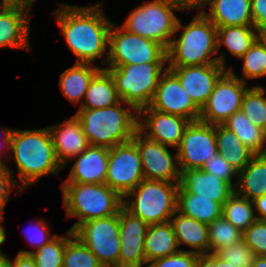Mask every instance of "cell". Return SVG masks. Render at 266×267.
I'll list each match as a JSON object with an SVG mask.
<instances>
[{
	"instance_id": "cell-1",
	"label": "cell",
	"mask_w": 266,
	"mask_h": 267,
	"mask_svg": "<svg viewBox=\"0 0 266 267\" xmlns=\"http://www.w3.org/2000/svg\"><path fill=\"white\" fill-rule=\"evenodd\" d=\"M103 1L83 7L59 4L54 14L65 42L78 58L76 63L93 62L106 56L112 21L103 12Z\"/></svg>"
},
{
	"instance_id": "cell-2",
	"label": "cell",
	"mask_w": 266,
	"mask_h": 267,
	"mask_svg": "<svg viewBox=\"0 0 266 267\" xmlns=\"http://www.w3.org/2000/svg\"><path fill=\"white\" fill-rule=\"evenodd\" d=\"M10 150L18 170L15 181L22 190L49 174L59 176L63 169L57 160L48 126L32 130L13 129Z\"/></svg>"
},
{
	"instance_id": "cell-3",
	"label": "cell",
	"mask_w": 266,
	"mask_h": 267,
	"mask_svg": "<svg viewBox=\"0 0 266 267\" xmlns=\"http://www.w3.org/2000/svg\"><path fill=\"white\" fill-rule=\"evenodd\" d=\"M167 48V66H200L219 63L227 68L225 54L215 56L217 50V28L204 15L196 14L192 21L183 25L180 19L176 32Z\"/></svg>"
},
{
	"instance_id": "cell-4",
	"label": "cell",
	"mask_w": 266,
	"mask_h": 267,
	"mask_svg": "<svg viewBox=\"0 0 266 267\" xmlns=\"http://www.w3.org/2000/svg\"><path fill=\"white\" fill-rule=\"evenodd\" d=\"M75 117L80 121L91 146L113 148L130 142L138 131V111L122 100L101 109H79Z\"/></svg>"
},
{
	"instance_id": "cell-5",
	"label": "cell",
	"mask_w": 266,
	"mask_h": 267,
	"mask_svg": "<svg viewBox=\"0 0 266 267\" xmlns=\"http://www.w3.org/2000/svg\"><path fill=\"white\" fill-rule=\"evenodd\" d=\"M63 206L68 218L76 217L73 232L81 223L118 214L123 198L106 184L62 183Z\"/></svg>"
},
{
	"instance_id": "cell-6",
	"label": "cell",
	"mask_w": 266,
	"mask_h": 267,
	"mask_svg": "<svg viewBox=\"0 0 266 267\" xmlns=\"http://www.w3.org/2000/svg\"><path fill=\"white\" fill-rule=\"evenodd\" d=\"M178 188L179 182L143 179L123 198V207L148 225L170 221L177 211Z\"/></svg>"
},
{
	"instance_id": "cell-7",
	"label": "cell",
	"mask_w": 266,
	"mask_h": 267,
	"mask_svg": "<svg viewBox=\"0 0 266 267\" xmlns=\"http://www.w3.org/2000/svg\"><path fill=\"white\" fill-rule=\"evenodd\" d=\"M168 63H142L105 67L110 73L119 98L137 111L150 105L161 75Z\"/></svg>"
},
{
	"instance_id": "cell-8",
	"label": "cell",
	"mask_w": 266,
	"mask_h": 267,
	"mask_svg": "<svg viewBox=\"0 0 266 267\" xmlns=\"http://www.w3.org/2000/svg\"><path fill=\"white\" fill-rule=\"evenodd\" d=\"M108 55L101 65L117 67L120 65L144 63H168L167 49L160 43L141 37L112 23L109 30Z\"/></svg>"
},
{
	"instance_id": "cell-9",
	"label": "cell",
	"mask_w": 266,
	"mask_h": 267,
	"mask_svg": "<svg viewBox=\"0 0 266 267\" xmlns=\"http://www.w3.org/2000/svg\"><path fill=\"white\" fill-rule=\"evenodd\" d=\"M174 10L177 9L166 0L147 1L130 12L122 27L131 33L156 41L167 49L176 34L179 20Z\"/></svg>"
},
{
	"instance_id": "cell-10",
	"label": "cell",
	"mask_w": 266,
	"mask_h": 267,
	"mask_svg": "<svg viewBox=\"0 0 266 267\" xmlns=\"http://www.w3.org/2000/svg\"><path fill=\"white\" fill-rule=\"evenodd\" d=\"M73 233L103 266L119 267V212L109 217L83 222Z\"/></svg>"
},
{
	"instance_id": "cell-11",
	"label": "cell",
	"mask_w": 266,
	"mask_h": 267,
	"mask_svg": "<svg viewBox=\"0 0 266 267\" xmlns=\"http://www.w3.org/2000/svg\"><path fill=\"white\" fill-rule=\"evenodd\" d=\"M248 88L247 83L230 66L202 107L199 120L211 125L223 124L233 113L241 110L242 99Z\"/></svg>"
},
{
	"instance_id": "cell-12",
	"label": "cell",
	"mask_w": 266,
	"mask_h": 267,
	"mask_svg": "<svg viewBox=\"0 0 266 267\" xmlns=\"http://www.w3.org/2000/svg\"><path fill=\"white\" fill-rule=\"evenodd\" d=\"M180 173L201 169L217 153L215 125L201 120L191 121L176 149Z\"/></svg>"
},
{
	"instance_id": "cell-13",
	"label": "cell",
	"mask_w": 266,
	"mask_h": 267,
	"mask_svg": "<svg viewBox=\"0 0 266 267\" xmlns=\"http://www.w3.org/2000/svg\"><path fill=\"white\" fill-rule=\"evenodd\" d=\"M143 179L140 154L132 141L109 148L106 185L124 198Z\"/></svg>"
},
{
	"instance_id": "cell-14",
	"label": "cell",
	"mask_w": 266,
	"mask_h": 267,
	"mask_svg": "<svg viewBox=\"0 0 266 267\" xmlns=\"http://www.w3.org/2000/svg\"><path fill=\"white\" fill-rule=\"evenodd\" d=\"M131 141L139 151L144 179L180 182L177 153L173 156L169 146L152 141L139 131L134 134Z\"/></svg>"
},
{
	"instance_id": "cell-15",
	"label": "cell",
	"mask_w": 266,
	"mask_h": 267,
	"mask_svg": "<svg viewBox=\"0 0 266 267\" xmlns=\"http://www.w3.org/2000/svg\"><path fill=\"white\" fill-rule=\"evenodd\" d=\"M149 107L190 121L199 120L201 114V109L186 93L178 77L170 69L161 75Z\"/></svg>"
},
{
	"instance_id": "cell-16",
	"label": "cell",
	"mask_w": 266,
	"mask_h": 267,
	"mask_svg": "<svg viewBox=\"0 0 266 267\" xmlns=\"http://www.w3.org/2000/svg\"><path fill=\"white\" fill-rule=\"evenodd\" d=\"M190 122L189 119L160 112L149 106L138 111V131L146 138L172 148L179 146Z\"/></svg>"
},
{
	"instance_id": "cell-17",
	"label": "cell",
	"mask_w": 266,
	"mask_h": 267,
	"mask_svg": "<svg viewBox=\"0 0 266 267\" xmlns=\"http://www.w3.org/2000/svg\"><path fill=\"white\" fill-rule=\"evenodd\" d=\"M179 79L181 86L202 109L219 78L228 70L219 63L200 66H167Z\"/></svg>"
},
{
	"instance_id": "cell-18",
	"label": "cell",
	"mask_w": 266,
	"mask_h": 267,
	"mask_svg": "<svg viewBox=\"0 0 266 267\" xmlns=\"http://www.w3.org/2000/svg\"><path fill=\"white\" fill-rule=\"evenodd\" d=\"M148 224L124 207L119 210V267H143L146 264L144 239Z\"/></svg>"
},
{
	"instance_id": "cell-19",
	"label": "cell",
	"mask_w": 266,
	"mask_h": 267,
	"mask_svg": "<svg viewBox=\"0 0 266 267\" xmlns=\"http://www.w3.org/2000/svg\"><path fill=\"white\" fill-rule=\"evenodd\" d=\"M30 8L4 3L0 7V48L30 50Z\"/></svg>"
},
{
	"instance_id": "cell-20",
	"label": "cell",
	"mask_w": 266,
	"mask_h": 267,
	"mask_svg": "<svg viewBox=\"0 0 266 267\" xmlns=\"http://www.w3.org/2000/svg\"><path fill=\"white\" fill-rule=\"evenodd\" d=\"M58 162L63 169L74 157L80 155L89 146L88 139L80 121L73 115L63 123L48 126Z\"/></svg>"
},
{
	"instance_id": "cell-21",
	"label": "cell",
	"mask_w": 266,
	"mask_h": 267,
	"mask_svg": "<svg viewBox=\"0 0 266 267\" xmlns=\"http://www.w3.org/2000/svg\"><path fill=\"white\" fill-rule=\"evenodd\" d=\"M75 158H77L75 160ZM109 148L103 146H89L75 160L68 178L62 183L105 184L107 176Z\"/></svg>"
},
{
	"instance_id": "cell-22",
	"label": "cell",
	"mask_w": 266,
	"mask_h": 267,
	"mask_svg": "<svg viewBox=\"0 0 266 267\" xmlns=\"http://www.w3.org/2000/svg\"><path fill=\"white\" fill-rule=\"evenodd\" d=\"M179 187L183 191L209 198L222 205L234 193V188L227 181L202 169L182 171Z\"/></svg>"
},
{
	"instance_id": "cell-23",
	"label": "cell",
	"mask_w": 266,
	"mask_h": 267,
	"mask_svg": "<svg viewBox=\"0 0 266 267\" xmlns=\"http://www.w3.org/2000/svg\"><path fill=\"white\" fill-rule=\"evenodd\" d=\"M203 14L216 26H254L251 0H211Z\"/></svg>"
},
{
	"instance_id": "cell-24",
	"label": "cell",
	"mask_w": 266,
	"mask_h": 267,
	"mask_svg": "<svg viewBox=\"0 0 266 267\" xmlns=\"http://www.w3.org/2000/svg\"><path fill=\"white\" fill-rule=\"evenodd\" d=\"M170 222L174 229L178 247L181 244L191 247L189 250L199 255L209 254L208 224L184 216L176 211Z\"/></svg>"
},
{
	"instance_id": "cell-25",
	"label": "cell",
	"mask_w": 266,
	"mask_h": 267,
	"mask_svg": "<svg viewBox=\"0 0 266 267\" xmlns=\"http://www.w3.org/2000/svg\"><path fill=\"white\" fill-rule=\"evenodd\" d=\"M234 192L251 201L266 194V154L254 155L238 173Z\"/></svg>"
},
{
	"instance_id": "cell-26",
	"label": "cell",
	"mask_w": 266,
	"mask_h": 267,
	"mask_svg": "<svg viewBox=\"0 0 266 267\" xmlns=\"http://www.w3.org/2000/svg\"><path fill=\"white\" fill-rule=\"evenodd\" d=\"M179 250L170 221L148 225L144 239L146 264L155 259L173 255Z\"/></svg>"
},
{
	"instance_id": "cell-27",
	"label": "cell",
	"mask_w": 266,
	"mask_h": 267,
	"mask_svg": "<svg viewBox=\"0 0 266 267\" xmlns=\"http://www.w3.org/2000/svg\"><path fill=\"white\" fill-rule=\"evenodd\" d=\"M100 69L94 64L75 63L62 72L59 85L65 98L81 106L91 79Z\"/></svg>"
},
{
	"instance_id": "cell-28",
	"label": "cell",
	"mask_w": 266,
	"mask_h": 267,
	"mask_svg": "<svg viewBox=\"0 0 266 267\" xmlns=\"http://www.w3.org/2000/svg\"><path fill=\"white\" fill-rule=\"evenodd\" d=\"M120 101L110 73L101 68L91 79L79 109H101Z\"/></svg>"
},
{
	"instance_id": "cell-29",
	"label": "cell",
	"mask_w": 266,
	"mask_h": 267,
	"mask_svg": "<svg viewBox=\"0 0 266 267\" xmlns=\"http://www.w3.org/2000/svg\"><path fill=\"white\" fill-rule=\"evenodd\" d=\"M223 205L209 198L198 197L196 194L177 190V211L184 216L210 224L222 216Z\"/></svg>"
},
{
	"instance_id": "cell-30",
	"label": "cell",
	"mask_w": 266,
	"mask_h": 267,
	"mask_svg": "<svg viewBox=\"0 0 266 267\" xmlns=\"http://www.w3.org/2000/svg\"><path fill=\"white\" fill-rule=\"evenodd\" d=\"M217 152L240 172L255 155L223 124L215 125Z\"/></svg>"
},
{
	"instance_id": "cell-31",
	"label": "cell",
	"mask_w": 266,
	"mask_h": 267,
	"mask_svg": "<svg viewBox=\"0 0 266 267\" xmlns=\"http://www.w3.org/2000/svg\"><path fill=\"white\" fill-rule=\"evenodd\" d=\"M223 125L255 155L266 154V131L254 125L241 110L233 113Z\"/></svg>"
},
{
	"instance_id": "cell-32",
	"label": "cell",
	"mask_w": 266,
	"mask_h": 267,
	"mask_svg": "<svg viewBox=\"0 0 266 267\" xmlns=\"http://www.w3.org/2000/svg\"><path fill=\"white\" fill-rule=\"evenodd\" d=\"M217 28V50L225 46L232 56L241 58L256 41L254 26H223Z\"/></svg>"
},
{
	"instance_id": "cell-33",
	"label": "cell",
	"mask_w": 266,
	"mask_h": 267,
	"mask_svg": "<svg viewBox=\"0 0 266 267\" xmlns=\"http://www.w3.org/2000/svg\"><path fill=\"white\" fill-rule=\"evenodd\" d=\"M222 216L242 232L257 220L253 201L235 192L224 202Z\"/></svg>"
},
{
	"instance_id": "cell-34",
	"label": "cell",
	"mask_w": 266,
	"mask_h": 267,
	"mask_svg": "<svg viewBox=\"0 0 266 267\" xmlns=\"http://www.w3.org/2000/svg\"><path fill=\"white\" fill-rule=\"evenodd\" d=\"M62 267H103L97 257L69 229L65 234Z\"/></svg>"
},
{
	"instance_id": "cell-35",
	"label": "cell",
	"mask_w": 266,
	"mask_h": 267,
	"mask_svg": "<svg viewBox=\"0 0 266 267\" xmlns=\"http://www.w3.org/2000/svg\"><path fill=\"white\" fill-rule=\"evenodd\" d=\"M209 254H216L219 250L242 240L243 232L234 227L224 216H220L208 224Z\"/></svg>"
},
{
	"instance_id": "cell-36",
	"label": "cell",
	"mask_w": 266,
	"mask_h": 267,
	"mask_svg": "<svg viewBox=\"0 0 266 267\" xmlns=\"http://www.w3.org/2000/svg\"><path fill=\"white\" fill-rule=\"evenodd\" d=\"M266 90L257 85L249 87L245 92L241 111L256 126L266 131Z\"/></svg>"
},
{
	"instance_id": "cell-37",
	"label": "cell",
	"mask_w": 266,
	"mask_h": 267,
	"mask_svg": "<svg viewBox=\"0 0 266 267\" xmlns=\"http://www.w3.org/2000/svg\"><path fill=\"white\" fill-rule=\"evenodd\" d=\"M65 252V236L58 235L36 251L20 250V254H30L37 267H62Z\"/></svg>"
},
{
	"instance_id": "cell-38",
	"label": "cell",
	"mask_w": 266,
	"mask_h": 267,
	"mask_svg": "<svg viewBox=\"0 0 266 267\" xmlns=\"http://www.w3.org/2000/svg\"><path fill=\"white\" fill-rule=\"evenodd\" d=\"M243 60L240 79L247 83V80L266 77V51L255 41L250 49L240 58Z\"/></svg>"
},
{
	"instance_id": "cell-39",
	"label": "cell",
	"mask_w": 266,
	"mask_h": 267,
	"mask_svg": "<svg viewBox=\"0 0 266 267\" xmlns=\"http://www.w3.org/2000/svg\"><path fill=\"white\" fill-rule=\"evenodd\" d=\"M216 254L231 265L241 267H251L255 257L253 251L243 240L219 250Z\"/></svg>"
},
{
	"instance_id": "cell-40",
	"label": "cell",
	"mask_w": 266,
	"mask_h": 267,
	"mask_svg": "<svg viewBox=\"0 0 266 267\" xmlns=\"http://www.w3.org/2000/svg\"><path fill=\"white\" fill-rule=\"evenodd\" d=\"M242 240L255 256H266V221L257 219L243 232Z\"/></svg>"
},
{
	"instance_id": "cell-41",
	"label": "cell",
	"mask_w": 266,
	"mask_h": 267,
	"mask_svg": "<svg viewBox=\"0 0 266 267\" xmlns=\"http://www.w3.org/2000/svg\"><path fill=\"white\" fill-rule=\"evenodd\" d=\"M201 169L227 181L233 188H235L239 172L230 165L220 153H215L214 157L208 159ZM234 177L236 178L235 182H233V179H235Z\"/></svg>"
},
{
	"instance_id": "cell-42",
	"label": "cell",
	"mask_w": 266,
	"mask_h": 267,
	"mask_svg": "<svg viewBox=\"0 0 266 267\" xmlns=\"http://www.w3.org/2000/svg\"><path fill=\"white\" fill-rule=\"evenodd\" d=\"M199 256L189 250L180 249L173 255L149 262L146 267H196Z\"/></svg>"
},
{
	"instance_id": "cell-43",
	"label": "cell",
	"mask_w": 266,
	"mask_h": 267,
	"mask_svg": "<svg viewBox=\"0 0 266 267\" xmlns=\"http://www.w3.org/2000/svg\"><path fill=\"white\" fill-rule=\"evenodd\" d=\"M31 223L28 229H25L24 235L29 241V244L32 246V248L35 247V250L33 251L41 248L44 244L49 243L57 236V234L53 235L51 233L44 219Z\"/></svg>"
},
{
	"instance_id": "cell-44",
	"label": "cell",
	"mask_w": 266,
	"mask_h": 267,
	"mask_svg": "<svg viewBox=\"0 0 266 267\" xmlns=\"http://www.w3.org/2000/svg\"><path fill=\"white\" fill-rule=\"evenodd\" d=\"M14 177L12 170L8 168V166L0 165V218L2 219H5L3 216L4 209L13 187L15 185L17 186L16 195L22 192V189L18 186Z\"/></svg>"
},
{
	"instance_id": "cell-45",
	"label": "cell",
	"mask_w": 266,
	"mask_h": 267,
	"mask_svg": "<svg viewBox=\"0 0 266 267\" xmlns=\"http://www.w3.org/2000/svg\"><path fill=\"white\" fill-rule=\"evenodd\" d=\"M168 1L172 6H174L177 10L183 12L185 10H194L198 9V14H203L206 8V5L210 4L211 0H166Z\"/></svg>"
},
{
	"instance_id": "cell-46",
	"label": "cell",
	"mask_w": 266,
	"mask_h": 267,
	"mask_svg": "<svg viewBox=\"0 0 266 267\" xmlns=\"http://www.w3.org/2000/svg\"><path fill=\"white\" fill-rule=\"evenodd\" d=\"M254 27L266 26V0H251Z\"/></svg>"
},
{
	"instance_id": "cell-47",
	"label": "cell",
	"mask_w": 266,
	"mask_h": 267,
	"mask_svg": "<svg viewBox=\"0 0 266 267\" xmlns=\"http://www.w3.org/2000/svg\"><path fill=\"white\" fill-rule=\"evenodd\" d=\"M196 267H241L231 265L228 261L221 259L217 254L200 255Z\"/></svg>"
},
{
	"instance_id": "cell-48",
	"label": "cell",
	"mask_w": 266,
	"mask_h": 267,
	"mask_svg": "<svg viewBox=\"0 0 266 267\" xmlns=\"http://www.w3.org/2000/svg\"><path fill=\"white\" fill-rule=\"evenodd\" d=\"M10 267H37L30 254L18 253L14 260L10 259Z\"/></svg>"
},
{
	"instance_id": "cell-49",
	"label": "cell",
	"mask_w": 266,
	"mask_h": 267,
	"mask_svg": "<svg viewBox=\"0 0 266 267\" xmlns=\"http://www.w3.org/2000/svg\"><path fill=\"white\" fill-rule=\"evenodd\" d=\"M0 131L2 132V139H0V165L6 166L4 164V161H2V152L4 149L7 151H10V141H11V135H12V128H3L1 127Z\"/></svg>"
},
{
	"instance_id": "cell-50",
	"label": "cell",
	"mask_w": 266,
	"mask_h": 267,
	"mask_svg": "<svg viewBox=\"0 0 266 267\" xmlns=\"http://www.w3.org/2000/svg\"><path fill=\"white\" fill-rule=\"evenodd\" d=\"M257 219L266 221V194L253 200Z\"/></svg>"
},
{
	"instance_id": "cell-51",
	"label": "cell",
	"mask_w": 266,
	"mask_h": 267,
	"mask_svg": "<svg viewBox=\"0 0 266 267\" xmlns=\"http://www.w3.org/2000/svg\"><path fill=\"white\" fill-rule=\"evenodd\" d=\"M256 41L266 51V26L256 27Z\"/></svg>"
},
{
	"instance_id": "cell-52",
	"label": "cell",
	"mask_w": 266,
	"mask_h": 267,
	"mask_svg": "<svg viewBox=\"0 0 266 267\" xmlns=\"http://www.w3.org/2000/svg\"><path fill=\"white\" fill-rule=\"evenodd\" d=\"M251 267H266V256H255Z\"/></svg>"
},
{
	"instance_id": "cell-53",
	"label": "cell",
	"mask_w": 266,
	"mask_h": 267,
	"mask_svg": "<svg viewBox=\"0 0 266 267\" xmlns=\"http://www.w3.org/2000/svg\"><path fill=\"white\" fill-rule=\"evenodd\" d=\"M4 223V219L0 218V246L3 244V242L7 238L6 230L4 229V226L2 225ZM3 251L0 249V254Z\"/></svg>"
},
{
	"instance_id": "cell-54",
	"label": "cell",
	"mask_w": 266,
	"mask_h": 267,
	"mask_svg": "<svg viewBox=\"0 0 266 267\" xmlns=\"http://www.w3.org/2000/svg\"><path fill=\"white\" fill-rule=\"evenodd\" d=\"M0 267H10V258L3 252L0 254Z\"/></svg>"
},
{
	"instance_id": "cell-55",
	"label": "cell",
	"mask_w": 266,
	"mask_h": 267,
	"mask_svg": "<svg viewBox=\"0 0 266 267\" xmlns=\"http://www.w3.org/2000/svg\"><path fill=\"white\" fill-rule=\"evenodd\" d=\"M1 1L8 4H19L24 6V0H1Z\"/></svg>"
},
{
	"instance_id": "cell-56",
	"label": "cell",
	"mask_w": 266,
	"mask_h": 267,
	"mask_svg": "<svg viewBox=\"0 0 266 267\" xmlns=\"http://www.w3.org/2000/svg\"><path fill=\"white\" fill-rule=\"evenodd\" d=\"M36 0H24V6L31 9V6L34 4Z\"/></svg>"
}]
</instances>
